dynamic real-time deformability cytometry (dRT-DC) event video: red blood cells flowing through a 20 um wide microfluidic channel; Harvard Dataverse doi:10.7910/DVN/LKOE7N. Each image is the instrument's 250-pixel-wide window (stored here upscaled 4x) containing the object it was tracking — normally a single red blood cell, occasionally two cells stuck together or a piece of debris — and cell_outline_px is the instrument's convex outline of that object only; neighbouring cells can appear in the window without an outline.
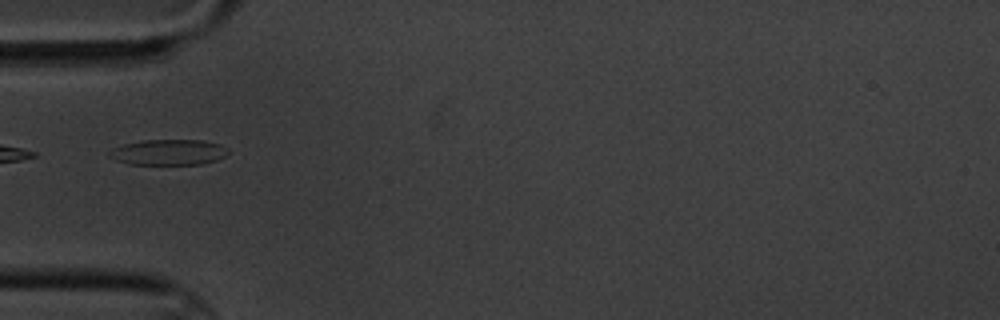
{"species": "common noctule bat (a hibernating species)", "species_latin": "Nyctalus noctula", "temperature_condition": "cold", "stored_images_in_passage": 8, "camera_frame_rate_fps": 3000, "um_per_image_px": 0.085, "animal": {"sex": "male", "body_mass_g": 20.1, "forearm_length_mm": 53.5}, "frame": {"image": 1, "passage_image": 2, "time_ms": 1.333, "image_size_px": [1000, 320], "cell_outline_px": [[228, 152], [224, 156], [216, 160], [200, 164], [128, 164], [116, 160], [108, 156], [108, 152], [112, 148], [124, 144], [144, 140], [200, 140], [220, 144], [228, 148]], "centroid_in_image_um": [14.3, 12.94], "position_along_channel_um": 70.7, "area_um2": 17.69}}
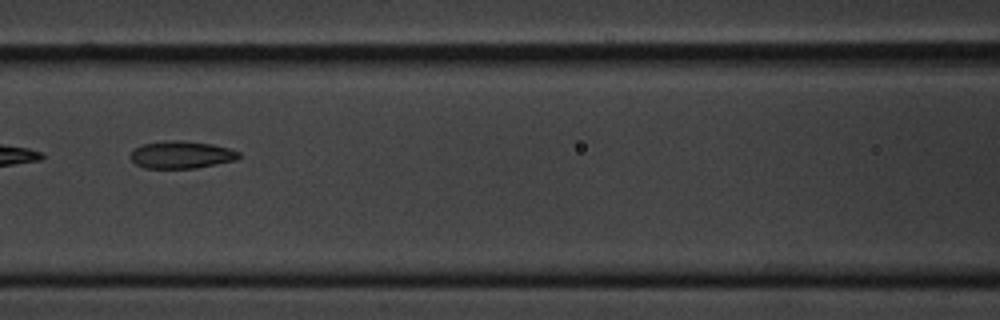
{"frame": {"image": 2, "passage_image": 4, "time_ms": 3.667, "image_size_px": [1000, 320], "cell_outline_px": [[240, 156], [236, 160], [196, 168], [144, 168], [136, 164], [128, 156], [140, 144], [164, 140], [184, 140], [212, 144], [228, 148], [240, 152]], "centroid_in_image_um": [15.39, 13.14], "position_along_channel_um": 151.2, "area_um2": 17.46}}
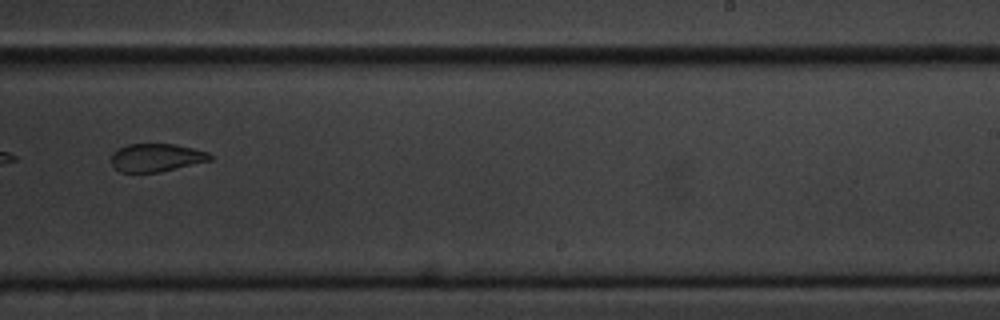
{"frame": {"image": 3, "passage_image": 7, "time_ms": 7.333, "image_size_px": [1000, 320], "cell_outline_px": [[212, 160], [160, 172], [120, 172], [112, 164], [112, 152], [128, 144], [176, 144], [208, 152], [212, 156]], "centroid_in_image_um": [13.3, 13.39], "position_along_channel_um": 275.7, "area_um2": 16.07}}